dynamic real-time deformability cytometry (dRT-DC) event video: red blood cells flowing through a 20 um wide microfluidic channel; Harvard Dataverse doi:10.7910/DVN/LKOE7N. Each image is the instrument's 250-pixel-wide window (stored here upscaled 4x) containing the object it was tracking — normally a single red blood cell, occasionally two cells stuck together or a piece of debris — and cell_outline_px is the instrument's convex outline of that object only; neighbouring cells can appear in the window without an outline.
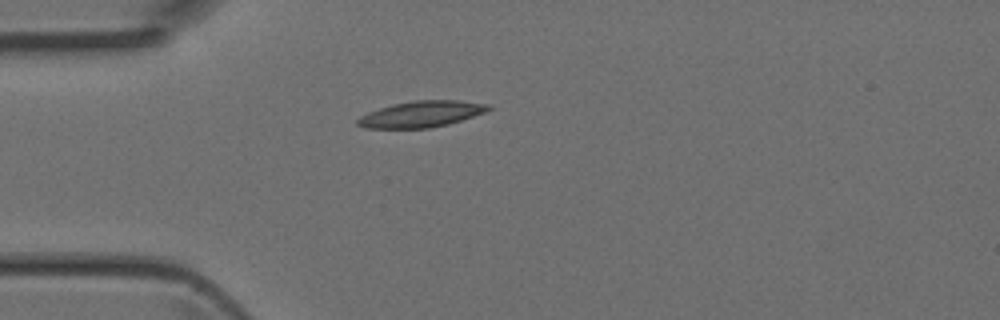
{"species": "Egyptian fruit bat (a non-hibernating species)", "species_latin": "Rousettus aegyptiacus", "temperature_condition": "room temperature", "stored_images_in_passage": 3, "camera_frame_rate_fps": 3000, "um_per_image_px": 0.085, "animal": {"sex": "female"}, "frame": {"image": 1, "passage_image": 3, "time_ms": 0.667, "image_size_px": [1000, 320], "cell_outline_px": [[492, 108], [488, 112], [448, 124], [428, 128], [364, 128], [356, 124], [356, 120], [360, 116], [368, 112], [392, 104], [412, 100], [456, 100], [492, 104]], "centroid_in_image_um": [35.85, 9.69], "position_along_channel_um": 49.2, "area_um2": 20.17}}